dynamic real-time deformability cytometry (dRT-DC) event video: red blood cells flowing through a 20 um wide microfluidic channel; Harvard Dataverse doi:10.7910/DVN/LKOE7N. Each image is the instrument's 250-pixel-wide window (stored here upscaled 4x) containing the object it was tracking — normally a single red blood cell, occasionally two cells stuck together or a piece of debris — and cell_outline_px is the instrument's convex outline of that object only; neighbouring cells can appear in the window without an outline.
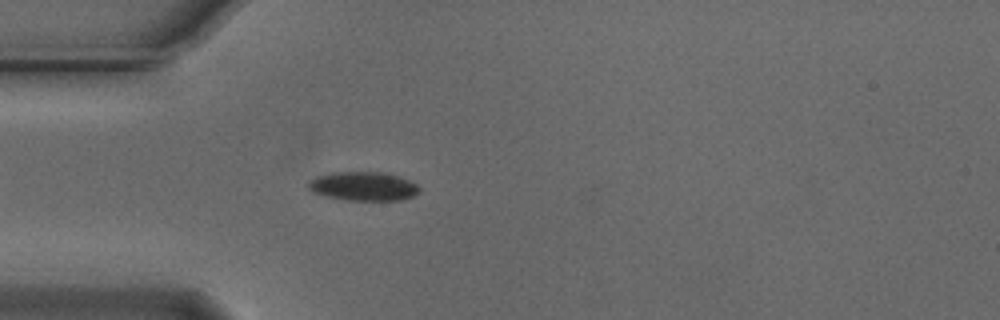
{"species": "Egyptian fruit bat (a non-hibernating species)", "species_latin": "Rousettus aegyptiacus", "temperature_condition": "cold", "stored_images_in_passage": 45, "camera_frame_rate_fps": 3000, "um_per_image_px": 0.085, "animal": {"sex": "male"}, "frame": {"image": 1, "passage_image": 6, "time_ms": 1.667, "image_size_px": [1000, 320], "cell_outline_px": [[420, 192], [412, 196], [400, 200], [348, 200], [328, 196], [312, 192], [308, 188], [308, 180], [316, 176], [332, 172], [380, 172], [396, 176], [408, 180], [416, 184], [420, 188]], "centroid_in_image_um": [30.85, 15.83], "position_along_channel_um": 54.1, "area_um2": 18.55}}
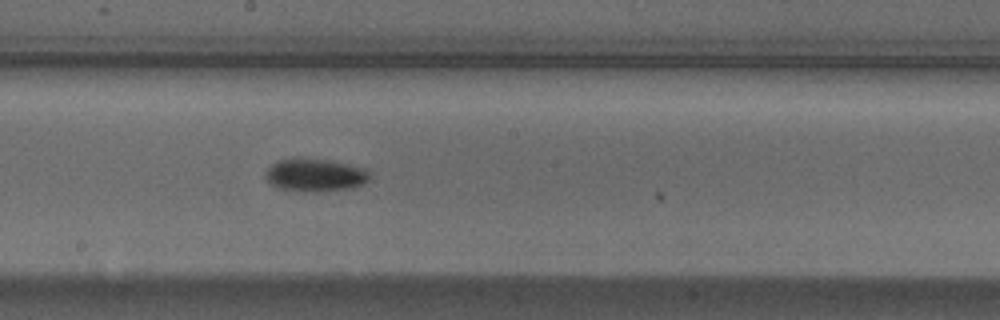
{"frame": {"image": 2, "passage_image": 20, "time_ms": 6.333, "image_size_px": [1000, 320], "cell_outline_px": [[368, 180], [352, 188], [316, 192], [276, 188], [264, 176], [264, 172], [272, 164], [280, 160], [292, 156], [296, 156], [328, 160], [348, 164], [364, 168], [368, 172]], "centroid_in_image_um": [26.72, 14.85], "position_along_channel_um": 221.5, "area_um2": 20.06}}
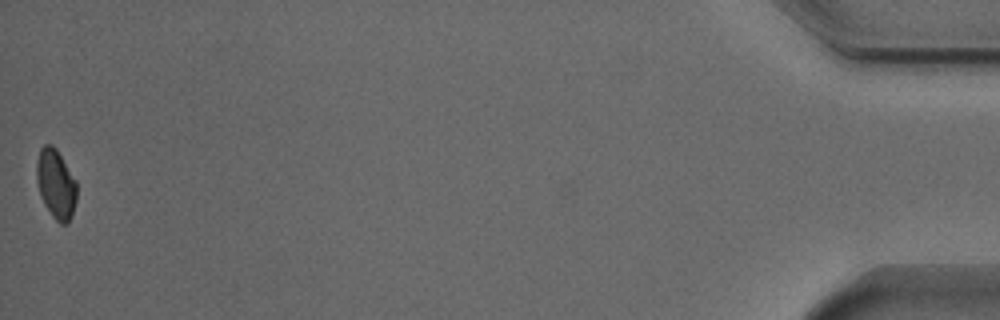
{"frame": {"image": 3, "passage_image": 45, "time_ms": 14.667, "image_size_px": [1000, 320], "cell_outline_px": [[76, 200], [68, 224], [60, 224], [52, 216], [44, 204], [40, 196], [36, 180], [36, 164], [40, 148], [44, 144], [52, 144], [56, 148], [76, 180]], "centroid_in_image_um": [4.73, 15.63], "position_along_channel_um": 430.5, "area_um2": 16.3}, "authors_computed_cell_mechanics": {"area_um2": 17.629, "velocity_mm_per_s": 3.7292, "shape_relaxation_time_tau1_ms": 2.0461, "shape_relaxation_time_tau2_ms": null, "deformation_change_tau1": 0.0948, "deformation_change_tau2": null}}